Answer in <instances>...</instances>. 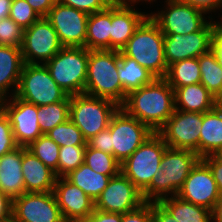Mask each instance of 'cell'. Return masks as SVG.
<instances>
[{"instance_id":"1","label":"cell","mask_w":222,"mask_h":222,"mask_svg":"<svg viewBox=\"0 0 222 222\" xmlns=\"http://www.w3.org/2000/svg\"><path fill=\"white\" fill-rule=\"evenodd\" d=\"M121 108L157 133L175 110L174 90L164 78H155L131 91Z\"/></svg>"},{"instance_id":"24","label":"cell","mask_w":222,"mask_h":222,"mask_svg":"<svg viewBox=\"0 0 222 222\" xmlns=\"http://www.w3.org/2000/svg\"><path fill=\"white\" fill-rule=\"evenodd\" d=\"M175 109L204 113L215 108L213 96L202 83L185 85L174 90Z\"/></svg>"},{"instance_id":"49","label":"cell","mask_w":222,"mask_h":222,"mask_svg":"<svg viewBox=\"0 0 222 222\" xmlns=\"http://www.w3.org/2000/svg\"><path fill=\"white\" fill-rule=\"evenodd\" d=\"M12 217V200L0 192V222Z\"/></svg>"},{"instance_id":"52","label":"cell","mask_w":222,"mask_h":222,"mask_svg":"<svg viewBox=\"0 0 222 222\" xmlns=\"http://www.w3.org/2000/svg\"><path fill=\"white\" fill-rule=\"evenodd\" d=\"M215 108L222 112V90L215 96Z\"/></svg>"},{"instance_id":"34","label":"cell","mask_w":222,"mask_h":222,"mask_svg":"<svg viewBox=\"0 0 222 222\" xmlns=\"http://www.w3.org/2000/svg\"><path fill=\"white\" fill-rule=\"evenodd\" d=\"M37 158H39L48 168L53 170L58 177V159L60 146L56 144L47 134H42L28 147Z\"/></svg>"},{"instance_id":"7","label":"cell","mask_w":222,"mask_h":222,"mask_svg":"<svg viewBox=\"0 0 222 222\" xmlns=\"http://www.w3.org/2000/svg\"><path fill=\"white\" fill-rule=\"evenodd\" d=\"M168 145L158 133H153L124 162L121 172L143 192L160 169Z\"/></svg>"},{"instance_id":"55","label":"cell","mask_w":222,"mask_h":222,"mask_svg":"<svg viewBox=\"0 0 222 222\" xmlns=\"http://www.w3.org/2000/svg\"><path fill=\"white\" fill-rule=\"evenodd\" d=\"M220 22L218 21V25L222 28V15H221V18H220Z\"/></svg>"},{"instance_id":"29","label":"cell","mask_w":222,"mask_h":222,"mask_svg":"<svg viewBox=\"0 0 222 222\" xmlns=\"http://www.w3.org/2000/svg\"><path fill=\"white\" fill-rule=\"evenodd\" d=\"M159 203L178 222H212L211 210L184 201L176 195L163 198Z\"/></svg>"},{"instance_id":"5","label":"cell","mask_w":222,"mask_h":222,"mask_svg":"<svg viewBox=\"0 0 222 222\" xmlns=\"http://www.w3.org/2000/svg\"><path fill=\"white\" fill-rule=\"evenodd\" d=\"M88 59L86 47H63L45 65L57 85L71 96L84 93Z\"/></svg>"},{"instance_id":"45","label":"cell","mask_w":222,"mask_h":222,"mask_svg":"<svg viewBox=\"0 0 222 222\" xmlns=\"http://www.w3.org/2000/svg\"><path fill=\"white\" fill-rule=\"evenodd\" d=\"M202 160L209 166L214 180L217 183V188L222 195V164L219 163L212 155L203 157Z\"/></svg>"},{"instance_id":"3","label":"cell","mask_w":222,"mask_h":222,"mask_svg":"<svg viewBox=\"0 0 222 222\" xmlns=\"http://www.w3.org/2000/svg\"><path fill=\"white\" fill-rule=\"evenodd\" d=\"M118 50H89L84 94L124 104V89L118 76Z\"/></svg>"},{"instance_id":"47","label":"cell","mask_w":222,"mask_h":222,"mask_svg":"<svg viewBox=\"0 0 222 222\" xmlns=\"http://www.w3.org/2000/svg\"><path fill=\"white\" fill-rule=\"evenodd\" d=\"M40 17H46L57 0H26Z\"/></svg>"},{"instance_id":"33","label":"cell","mask_w":222,"mask_h":222,"mask_svg":"<svg viewBox=\"0 0 222 222\" xmlns=\"http://www.w3.org/2000/svg\"><path fill=\"white\" fill-rule=\"evenodd\" d=\"M84 163L95 172L109 177H114L121 172V163L113 155L88 145H86Z\"/></svg>"},{"instance_id":"21","label":"cell","mask_w":222,"mask_h":222,"mask_svg":"<svg viewBox=\"0 0 222 222\" xmlns=\"http://www.w3.org/2000/svg\"><path fill=\"white\" fill-rule=\"evenodd\" d=\"M22 157V146H18L0 157V192L11 200L26 193Z\"/></svg>"},{"instance_id":"13","label":"cell","mask_w":222,"mask_h":222,"mask_svg":"<svg viewBox=\"0 0 222 222\" xmlns=\"http://www.w3.org/2000/svg\"><path fill=\"white\" fill-rule=\"evenodd\" d=\"M208 19L210 21L199 31L185 35L164 34V52L167 66L180 60L198 58L212 48V35L218 20L212 21L211 15Z\"/></svg>"},{"instance_id":"31","label":"cell","mask_w":222,"mask_h":222,"mask_svg":"<svg viewBox=\"0 0 222 222\" xmlns=\"http://www.w3.org/2000/svg\"><path fill=\"white\" fill-rule=\"evenodd\" d=\"M201 81L207 90L216 96L222 90V66L212 48L198 57Z\"/></svg>"},{"instance_id":"46","label":"cell","mask_w":222,"mask_h":222,"mask_svg":"<svg viewBox=\"0 0 222 222\" xmlns=\"http://www.w3.org/2000/svg\"><path fill=\"white\" fill-rule=\"evenodd\" d=\"M152 222H178L159 202H152Z\"/></svg>"},{"instance_id":"30","label":"cell","mask_w":222,"mask_h":222,"mask_svg":"<svg viewBox=\"0 0 222 222\" xmlns=\"http://www.w3.org/2000/svg\"><path fill=\"white\" fill-rule=\"evenodd\" d=\"M164 79L173 90L185 85L200 83L201 73L198 58H188L169 65Z\"/></svg>"},{"instance_id":"23","label":"cell","mask_w":222,"mask_h":222,"mask_svg":"<svg viewBox=\"0 0 222 222\" xmlns=\"http://www.w3.org/2000/svg\"><path fill=\"white\" fill-rule=\"evenodd\" d=\"M24 64L21 47L0 45V101L16 94Z\"/></svg>"},{"instance_id":"16","label":"cell","mask_w":222,"mask_h":222,"mask_svg":"<svg viewBox=\"0 0 222 222\" xmlns=\"http://www.w3.org/2000/svg\"><path fill=\"white\" fill-rule=\"evenodd\" d=\"M12 217L18 222H65L52 192H26L12 200Z\"/></svg>"},{"instance_id":"20","label":"cell","mask_w":222,"mask_h":222,"mask_svg":"<svg viewBox=\"0 0 222 222\" xmlns=\"http://www.w3.org/2000/svg\"><path fill=\"white\" fill-rule=\"evenodd\" d=\"M53 193L65 222H81L95 209V201L65 177H57Z\"/></svg>"},{"instance_id":"44","label":"cell","mask_w":222,"mask_h":222,"mask_svg":"<svg viewBox=\"0 0 222 222\" xmlns=\"http://www.w3.org/2000/svg\"><path fill=\"white\" fill-rule=\"evenodd\" d=\"M81 222H121V213L104 212L94 209V211Z\"/></svg>"},{"instance_id":"25","label":"cell","mask_w":222,"mask_h":222,"mask_svg":"<svg viewBox=\"0 0 222 222\" xmlns=\"http://www.w3.org/2000/svg\"><path fill=\"white\" fill-rule=\"evenodd\" d=\"M219 149H222V112L213 108L202 116L199 157L213 155Z\"/></svg>"},{"instance_id":"50","label":"cell","mask_w":222,"mask_h":222,"mask_svg":"<svg viewBox=\"0 0 222 222\" xmlns=\"http://www.w3.org/2000/svg\"><path fill=\"white\" fill-rule=\"evenodd\" d=\"M212 222H222V195L211 210Z\"/></svg>"},{"instance_id":"51","label":"cell","mask_w":222,"mask_h":222,"mask_svg":"<svg viewBox=\"0 0 222 222\" xmlns=\"http://www.w3.org/2000/svg\"><path fill=\"white\" fill-rule=\"evenodd\" d=\"M12 0H0V19L9 16Z\"/></svg>"},{"instance_id":"53","label":"cell","mask_w":222,"mask_h":222,"mask_svg":"<svg viewBox=\"0 0 222 222\" xmlns=\"http://www.w3.org/2000/svg\"><path fill=\"white\" fill-rule=\"evenodd\" d=\"M212 156L222 164V149L217 150Z\"/></svg>"},{"instance_id":"15","label":"cell","mask_w":222,"mask_h":222,"mask_svg":"<svg viewBox=\"0 0 222 222\" xmlns=\"http://www.w3.org/2000/svg\"><path fill=\"white\" fill-rule=\"evenodd\" d=\"M0 107L10 120L18 146L28 147L43 134L37 118L38 106L35 104L25 102L14 95L0 101Z\"/></svg>"},{"instance_id":"28","label":"cell","mask_w":222,"mask_h":222,"mask_svg":"<svg viewBox=\"0 0 222 222\" xmlns=\"http://www.w3.org/2000/svg\"><path fill=\"white\" fill-rule=\"evenodd\" d=\"M65 178L75 186L84 191L86 195L94 201L101 195L104 189L108 186L111 177L100 174L92 170L87 164L83 163Z\"/></svg>"},{"instance_id":"38","label":"cell","mask_w":222,"mask_h":222,"mask_svg":"<svg viewBox=\"0 0 222 222\" xmlns=\"http://www.w3.org/2000/svg\"><path fill=\"white\" fill-rule=\"evenodd\" d=\"M24 29L9 16L0 19V45L21 47Z\"/></svg>"},{"instance_id":"2","label":"cell","mask_w":222,"mask_h":222,"mask_svg":"<svg viewBox=\"0 0 222 222\" xmlns=\"http://www.w3.org/2000/svg\"><path fill=\"white\" fill-rule=\"evenodd\" d=\"M200 159L194 151L167 147L159 171L142 192L144 201L159 202L163 198L177 195L190 171Z\"/></svg>"},{"instance_id":"8","label":"cell","mask_w":222,"mask_h":222,"mask_svg":"<svg viewBox=\"0 0 222 222\" xmlns=\"http://www.w3.org/2000/svg\"><path fill=\"white\" fill-rule=\"evenodd\" d=\"M36 106L64 101L69 95L51 77L45 64H24L15 94Z\"/></svg>"},{"instance_id":"32","label":"cell","mask_w":222,"mask_h":222,"mask_svg":"<svg viewBox=\"0 0 222 222\" xmlns=\"http://www.w3.org/2000/svg\"><path fill=\"white\" fill-rule=\"evenodd\" d=\"M70 114V96L64 101L38 106L37 118L43 134L66 122Z\"/></svg>"},{"instance_id":"39","label":"cell","mask_w":222,"mask_h":222,"mask_svg":"<svg viewBox=\"0 0 222 222\" xmlns=\"http://www.w3.org/2000/svg\"><path fill=\"white\" fill-rule=\"evenodd\" d=\"M17 147L18 145L14 139L10 120L0 107V157Z\"/></svg>"},{"instance_id":"9","label":"cell","mask_w":222,"mask_h":222,"mask_svg":"<svg viewBox=\"0 0 222 222\" xmlns=\"http://www.w3.org/2000/svg\"><path fill=\"white\" fill-rule=\"evenodd\" d=\"M108 128L111 132L113 156L124 162L154 132L138 119L119 107L113 114Z\"/></svg>"},{"instance_id":"11","label":"cell","mask_w":222,"mask_h":222,"mask_svg":"<svg viewBox=\"0 0 222 222\" xmlns=\"http://www.w3.org/2000/svg\"><path fill=\"white\" fill-rule=\"evenodd\" d=\"M62 48L57 32L46 17H41L24 29L21 46L24 63L45 64Z\"/></svg>"},{"instance_id":"6","label":"cell","mask_w":222,"mask_h":222,"mask_svg":"<svg viewBox=\"0 0 222 222\" xmlns=\"http://www.w3.org/2000/svg\"><path fill=\"white\" fill-rule=\"evenodd\" d=\"M119 107L115 102L108 99L84 93L71 95L69 119L88 141L108 128L113 114Z\"/></svg>"},{"instance_id":"37","label":"cell","mask_w":222,"mask_h":222,"mask_svg":"<svg viewBox=\"0 0 222 222\" xmlns=\"http://www.w3.org/2000/svg\"><path fill=\"white\" fill-rule=\"evenodd\" d=\"M9 17L23 29L41 18L26 0H12Z\"/></svg>"},{"instance_id":"26","label":"cell","mask_w":222,"mask_h":222,"mask_svg":"<svg viewBox=\"0 0 222 222\" xmlns=\"http://www.w3.org/2000/svg\"><path fill=\"white\" fill-rule=\"evenodd\" d=\"M111 5L89 14L85 47L88 50H110Z\"/></svg>"},{"instance_id":"48","label":"cell","mask_w":222,"mask_h":222,"mask_svg":"<svg viewBox=\"0 0 222 222\" xmlns=\"http://www.w3.org/2000/svg\"><path fill=\"white\" fill-rule=\"evenodd\" d=\"M212 50L222 66V28L217 24L212 35Z\"/></svg>"},{"instance_id":"17","label":"cell","mask_w":222,"mask_h":222,"mask_svg":"<svg viewBox=\"0 0 222 222\" xmlns=\"http://www.w3.org/2000/svg\"><path fill=\"white\" fill-rule=\"evenodd\" d=\"M145 201L142 192L122 173L111 177L108 186L95 201V209L124 214Z\"/></svg>"},{"instance_id":"56","label":"cell","mask_w":222,"mask_h":222,"mask_svg":"<svg viewBox=\"0 0 222 222\" xmlns=\"http://www.w3.org/2000/svg\"><path fill=\"white\" fill-rule=\"evenodd\" d=\"M156 2V0H147V3H153V2Z\"/></svg>"},{"instance_id":"35","label":"cell","mask_w":222,"mask_h":222,"mask_svg":"<svg viewBox=\"0 0 222 222\" xmlns=\"http://www.w3.org/2000/svg\"><path fill=\"white\" fill-rule=\"evenodd\" d=\"M56 144L62 146L87 145V141L77 126L68 119L46 133Z\"/></svg>"},{"instance_id":"43","label":"cell","mask_w":222,"mask_h":222,"mask_svg":"<svg viewBox=\"0 0 222 222\" xmlns=\"http://www.w3.org/2000/svg\"><path fill=\"white\" fill-rule=\"evenodd\" d=\"M188 3L195 8L205 12L206 14H212L217 10L222 9V0H180Z\"/></svg>"},{"instance_id":"36","label":"cell","mask_w":222,"mask_h":222,"mask_svg":"<svg viewBox=\"0 0 222 222\" xmlns=\"http://www.w3.org/2000/svg\"><path fill=\"white\" fill-rule=\"evenodd\" d=\"M86 145L62 146L59 150L58 177H65L84 163Z\"/></svg>"},{"instance_id":"42","label":"cell","mask_w":222,"mask_h":222,"mask_svg":"<svg viewBox=\"0 0 222 222\" xmlns=\"http://www.w3.org/2000/svg\"><path fill=\"white\" fill-rule=\"evenodd\" d=\"M87 145L93 149L109 153L113 155V149L111 148V132L107 128L99 132L96 136L87 141Z\"/></svg>"},{"instance_id":"18","label":"cell","mask_w":222,"mask_h":222,"mask_svg":"<svg viewBox=\"0 0 222 222\" xmlns=\"http://www.w3.org/2000/svg\"><path fill=\"white\" fill-rule=\"evenodd\" d=\"M176 196L197 206L213 209L220 193L209 166L202 159L192 168Z\"/></svg>"},{"instance_id":"22","label":"cell","mask_w":222,"mask_h":222,"mask_svg":"<svg viewBox=\"0 0 222 222\" xmlns=\"http://www.w3.org/2000/svg\"><path fill=\"white\" fill-rule=\"evenodd\" d=\"M22 173L26 192L45 193L54 190L57 179L55 172L27 147H23Z\"/></svg>"},{"instance_id":"41","label":"cell","mask_w":222,"mask_h":222,"mask_svg":"<svg viewBox=\"0 0 222 222\" xmlns=\"http://www.w3.org/2000/svg\"><path fill=\"white\" fill-rule=\"evenodd\" d=\"M121 222H152V202H145L139 208L121 214Z\"/></svg>"},{"instance_id":"54","label":"cell","mask_w":222,"mask_h":222,"mask_svg":"<svg viewBox=\"0 0 222 222\" xmlns=\"http://www.w3.org/2000/svg\"><path fill=\"white\" fill-rule=\"evenodd\" d=\"M4 222H18V221H16L13 217H11L10 219H8V220H6Z\"/></svg>"},{"instance_id":"12","label":"cell","mask_w":222,"mask_h":222,"mask_svg":"<svg viewBox=\"0 0 222 222\" xmlns=\"http://www.w3.org/2000/svg\"><path fill=\"white\" fill-rule=\"evenodd\" d=\"M203 113L174 110L157 132L170 148L187 149L199 155V137Z\"/></svg>"},{"instance_id":"14","label":"cell","mask_w":222,"mask_h":222,"mask_svg":"<svg viewBox=\"0 0 222 222\" xmlns=\"http://www.w3.org/2000/svg\"><path fill=\"white\" fill-rule=\"evenodd\" d=\"M88 16L84 11L56 2L46 19L54 27L63 47H85Z\"/></svg>"},{"instance_id":"4","label":"cell","mask_w":222,"mask_h":222,"mask_svg":"<svg viewBox=\"0 0 222 222\" xmlns=\"http://www.w3.org/2000/svg\"><path fill=\"white\" fill-rule=\"evenodd\" d=\"M120 51L136 60L155 78L165 77L168 66L165 60L164 34L150 16L140 24Z\"/></svg>"},{"instance_id":"10","label":"cell","mask_w":222,"mask_h":222,"mask_svg":"<svg viewBox=\"0 0 222 222\" xmlns=\"http://www.w3.org/2000/svg\"><path fill=\"white\" fill-rule=\"evenodd\" d=\"M164 4L166 7L163 9L149 13L163 34L193 33L201 30L210 21L205 17V12L180 0H165Z\"/></svg>"},{"instance_id":"27","label":"cell","mask_w":222,"mask_h":222,"mask_svg":"<svg viewBox=\"0 0 222 222\" xmlns=\"http://www.w3.org/2000/svg\"><path fill=\"white\" fill-rule=\"evenodd\" d=\"M118 76L124 89V102L127 95L144 85L150 84L155 77L138 62L119 51Z\"/></svg>"},{"instance_id":"19","label":"cell","mask_w":222,"mask_h":222,"mask_svg":"<svg viewBox=\"0 0 222 222\" xmlns=\"http://www.w3.org/2000/svg\"><path fill=\"white\" fill-rule=\"evenodd\" d=\"M147 0L114 1L111 4L110 50L120 51L132 37L135 30L149 16L135 10L134 5Z\"/></svg>"},{"instance_id":"40","label":"cell","mask_w":222,"mask_h":222,"mask_svg":"<svg viewBox=\"0 0 222 222\" xmlns=\"http://www.w3.org/2000/svg\"><path fill=\"white\" fill-rule=\"evenodd\" d=\"M57 2L84 11L87 14H93L107 9L114 0H57Z\"/></svg>"}]
</instances>
